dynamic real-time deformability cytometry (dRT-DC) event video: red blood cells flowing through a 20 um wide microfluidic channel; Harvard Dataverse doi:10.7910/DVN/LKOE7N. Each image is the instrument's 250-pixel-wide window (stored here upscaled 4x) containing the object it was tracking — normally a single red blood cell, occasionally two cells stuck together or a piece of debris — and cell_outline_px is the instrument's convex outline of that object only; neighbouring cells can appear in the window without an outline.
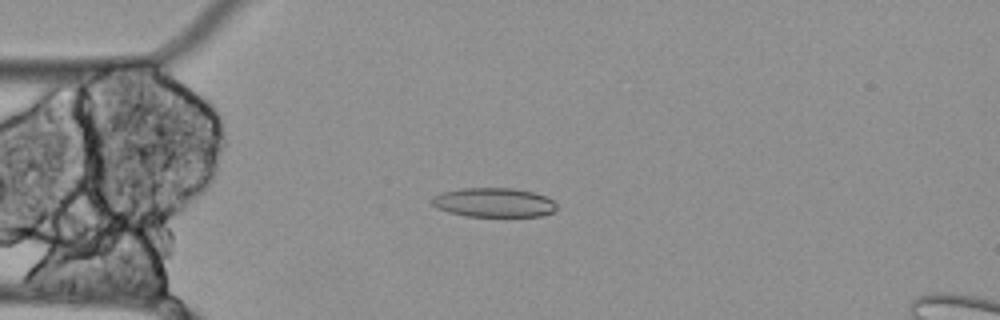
{"species": "Egyptian fruit bat (a non-hibernating species)", "species_latin": "Rousettus aegyptiacus", "temperature_condition": "cold", "stored_images_in_passage": 55, "camera_frame_rate_fps": 3000, "um_per_image_px": 0.085, "animal": {"sex": "female"}, "frame": {"image": 1, "passage_image": 13, "time_ms": 4.0, "image_size_px": [1000, 320], "cell_outline_px": [[556, 208], [552, 212], [540, 216], [464, 216], [448, 212], [436, 208], [428, 200], [432, 196], [440, 192], [460, 188], [512, 188], [532, 192], [544, 196], [552, 200], [556, 204]], "centroid_in_image_um": [41.88, 17.21], "position_along_channel_um": 43.1, "area_um2": 21.39}}
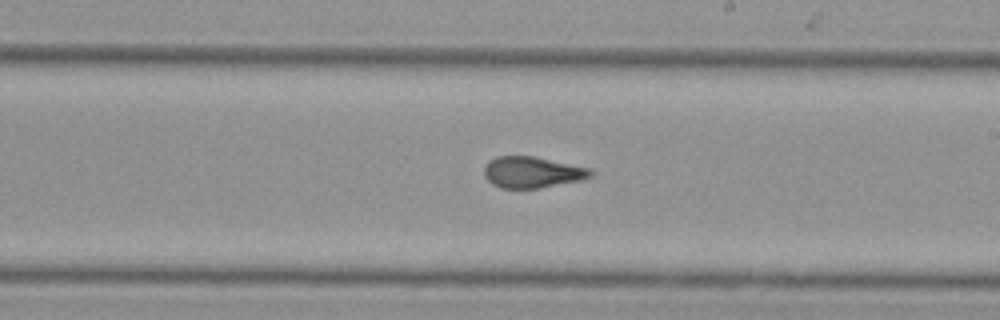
{"frame": {"image": 2, "passage_image": 31, "time_ms": 10.0, "image_size_px": [1000, 320], "cell_outline_px": [[592, 176], [580, 180], [540, 188], [500, 188], [492, 184], [484, 176], [484, 168], [488, 160], [496, 156], [536, 156], [592, 168]], "centroid_in_image_um": [45.23, 14.63], "position_along_channel_um": 243.8, "area_um2": 19.59}}
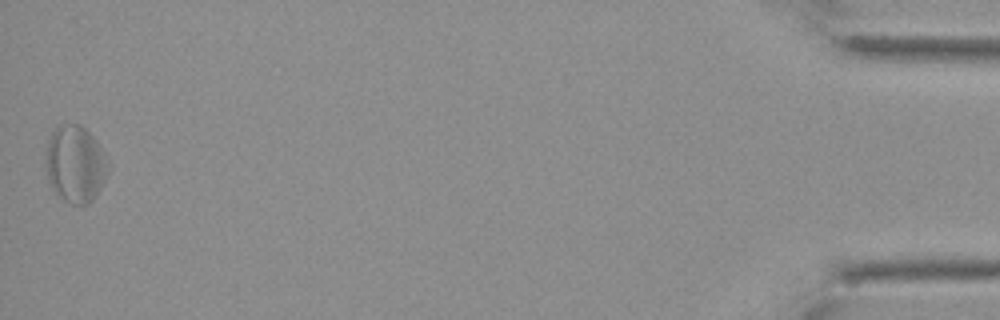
{"frame": {"image": 3, "passage_image": 55, "time_ms": 18.0, "image_size_px": [1000, 320], "cell_outline_px": [[112, 164], [108, 176], [92, 200], [88, 204], [68, 204], [56, 196], [48, 180], [48, 140], [56, 124], [80, 124], [96, 140]], "centroid_in_image_um": [6.45, 13.96], "position_along_channel_um": 428.7, "area_um2": 28.21}, "authors_computed_cell_mechanics": {"area_um2": 21.5016, "velocity_mm_per_s": 3.4741, "shape_relaxation_time_tau1_ms": null, "shape_relaxation_time_tau2_ms": 3.0667, "deformation_change_tau1": null, "deformation_change_tau2": 0.0856}}